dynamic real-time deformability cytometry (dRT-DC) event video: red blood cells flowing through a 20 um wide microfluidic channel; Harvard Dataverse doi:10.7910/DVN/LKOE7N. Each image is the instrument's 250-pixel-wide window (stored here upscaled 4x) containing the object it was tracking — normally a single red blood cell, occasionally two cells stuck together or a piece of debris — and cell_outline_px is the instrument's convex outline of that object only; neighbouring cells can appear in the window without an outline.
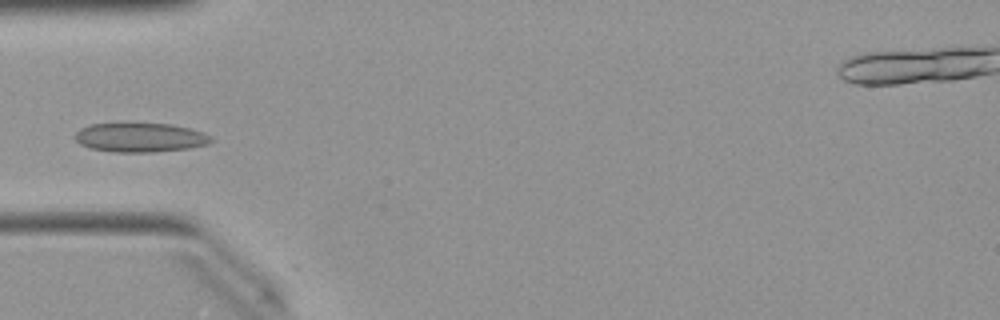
{"species": "Egyptian fruit bat (a non-hibernating species)", "species_latin": "Rousettus aegyptiacus", "temperature_condition": "warm", "stored_images_in_passage": 49, "camera_frame_rate_fps": 3000, "um_per_image_px": 0.085, "animal": {"sex": "female"}, "frame": {"image": 1, "passage_image": 15, "time_ms": 4.667, "image_size_px": [1000, 320], "cell_outline_px": [[212, 140], [208, 144], [188, 148], [152, 152], [116, 152], [92, 148], [80, 144], [72, 136], [80, 128], [92, 124], [120, 120], [128, 120], [172, 124], [204, 132], [212, 136]], "centroid_in_image_um": [11.87, 11.62], "position_along_channel_um": 73.1, "area_um2": 24.22}}
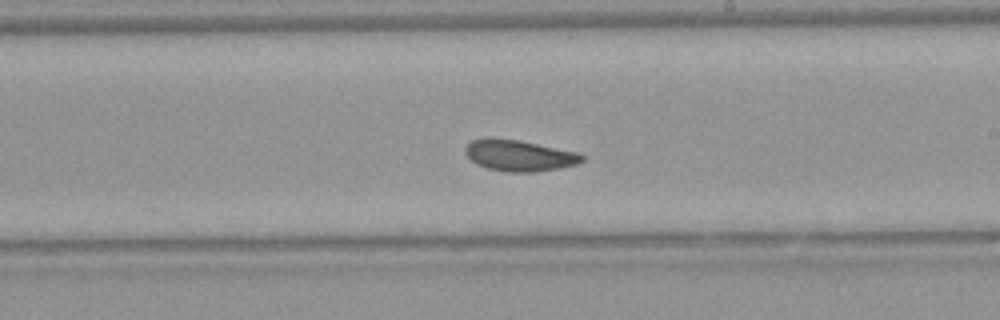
{"frame": {"image": 2, "passage_image": 28, "time_ms": 9.0, "image_size_px": [1000, 320], "cell_outline_px": [[584, 160], [576, 164], [560, 168], [536, 172], [508, 172], [488, 168], [476, 164], [464, 152], [464, 148], [472, 140], [520, 140], [580, 152], [584, 156]], "centroid_in_image_um": [44.21, 13.24], "position_along_channel_um": 244.8, "area_um2": 20.87}}
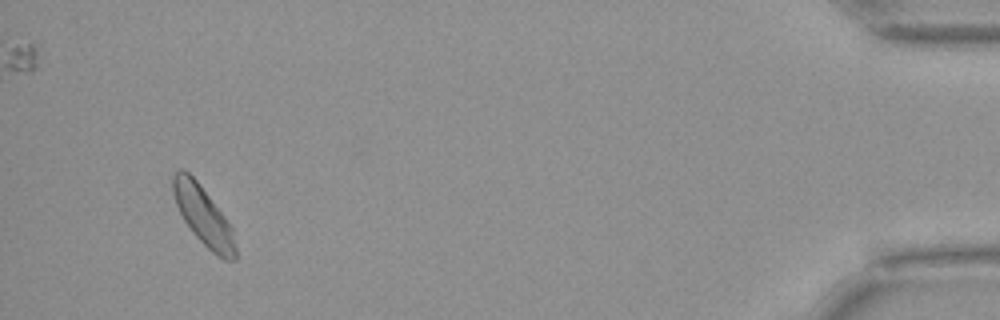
{"frame": {"image": 3, "passage_image": 47, "time_ms": 15.333, "image_size_px": [1000, 320], "cell_outline_px": [[236, 260], [224, 260], [216, 256], [192, 232], [184, 220], [176, 204], [172, 192], [172, 176], [180, 168], [188, 172], [200, 184], [224, 216], [232, 228], [236, 248]], "centroid_in_image_um": [17.28, 18.35], "position_along_channel_um": 417.9, "area_um2": 21.21}, "authors_computed_cell_mechanics": {"area_um2": 21.3282, "velocity_mm_per_s": 3.9721, "shape_relaxation_time_tau1_ms": null, "shape_relaxation_time_tau2_ms": 1.9554, "deformation_change_tau1": null, "deformation_change_tau2": 0.0674}}